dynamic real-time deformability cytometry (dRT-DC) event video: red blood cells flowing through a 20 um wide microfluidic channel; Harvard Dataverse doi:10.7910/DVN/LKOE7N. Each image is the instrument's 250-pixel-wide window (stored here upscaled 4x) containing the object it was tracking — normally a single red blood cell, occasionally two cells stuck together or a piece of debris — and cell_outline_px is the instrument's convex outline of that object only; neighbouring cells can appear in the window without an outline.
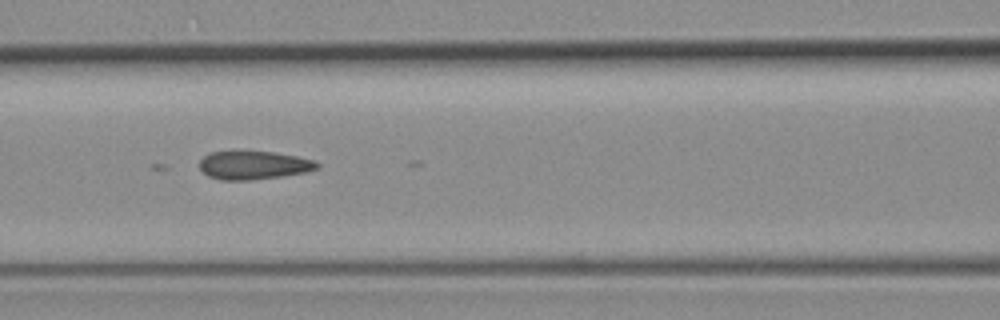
{"species": "common noctule bat (a hibernating species)", "species_latin": "Nyctalus noctula", "temperature_condition": "room temperature", "stored_images_in_passage": 8, "camera_frame_rate_fps": 3000, "um_per_image_px": 0.085, "animal": {"sex": "female", "body_mass_g": 19.3, "forearm_length_mm": 54.1}, "frame": {"image": 1, "passage_image": 5, "time_ms": 5.667, "image_size_px": [1000, 320], "cell_outline_px": [[320, 168], [308, 172], [280, 176], [248, 180], [220, 180], [208, 176], [200, 168], [200, 160], [204, 156], [212, 152], [272, 152], [296, 156], [316, 160], [320, 164]], "centroid_in_image_um": [21.61, 14.05], "position_along_channel_um": 145.0, "area_um2": 19.31}}
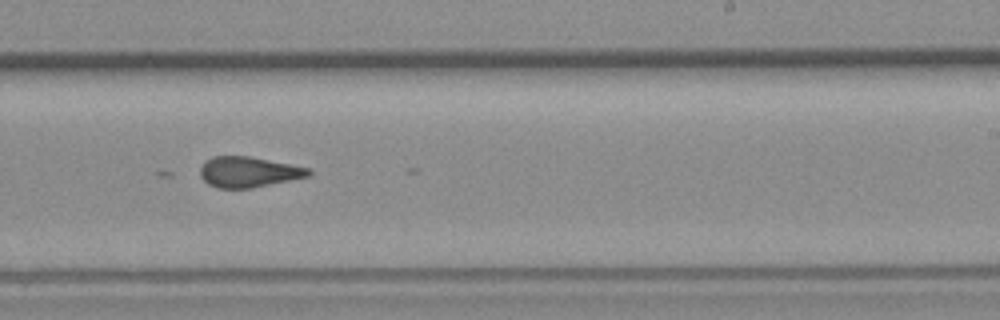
{"frame": {"image": 2, "passage_image": 8, "time_ms": 9.0, "image_size_px": [1000, 320], "cell_outline_px": [[312, 176], [252, 188], [216, 188], [208, 184], [200, 176], [200, 168], [204, 160], [212, 156], [248, 156], [308, 168], [312, 172]], "centroid_in_image_um": [21.1, 14.62], "position_along_channel_um": 267.9, "area_um2": 19.36}}